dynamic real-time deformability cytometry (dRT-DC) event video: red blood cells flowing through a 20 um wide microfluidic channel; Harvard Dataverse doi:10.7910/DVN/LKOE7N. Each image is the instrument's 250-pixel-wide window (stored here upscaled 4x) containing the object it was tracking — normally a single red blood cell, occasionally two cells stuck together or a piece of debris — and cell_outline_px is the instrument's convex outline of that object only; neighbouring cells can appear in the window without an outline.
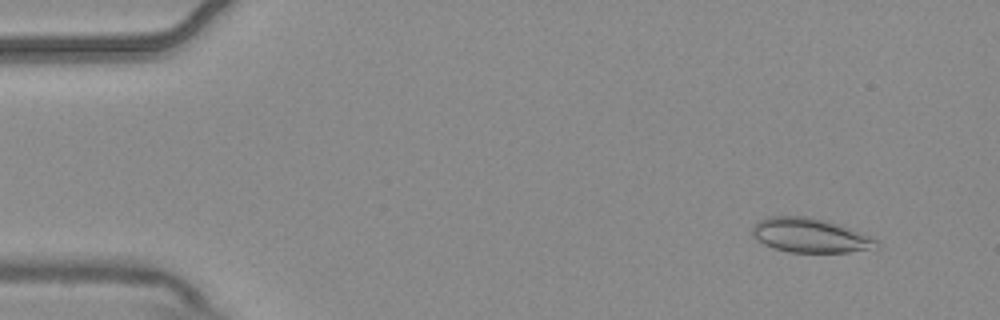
{"species": "common noctule bat (a hibernating species)", "species_latin": "Nyctalus noctula", "temperature_condition": "warm", "stored_images_in_passage": 5, "camera_frame_rate_fps": 3000, "um_per_image_px": 0.085, "animal": {"sex": "male", "body_mass_g": 20.4}, "frame": {"image": 1, "passage_image": 2, "time_ms": 0.333, "image_size_px": [1000, 320], "cell_outline_px": [[880, 248], [848, 252], [788, 252], [764, 244], [752, 236], [752, 224], [768, 216], [808, 216], [836, 224], [848, 228], [868, 236], [876, 240], [880, 244]], "centroid_in_image_um": [68.83, 20.01], "position_along_channel_um": 16.2, "area_um2": 24.62}}
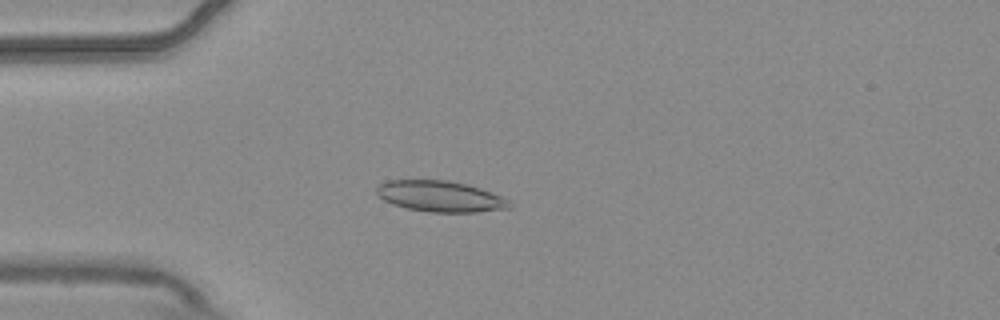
{"frame": {"image": 2, "passage_image": 5, "time_ms": 1.333, "image_size_px": [1000, 320], "cell_outline_px": [[512, 208], [476, 212], [428, 212], [408, 208], [392, 204], [384, 200], [376, 192], [376, 188], [380, 184], [388, 180], [448, 180], [468, 184], [480, 188], [500, 196], [508, 200], [512, 204]], "centroid_in_image_um": [37.43, 16.69], "position_along_channel_um": 47.6, "area_um2": 23.93}}